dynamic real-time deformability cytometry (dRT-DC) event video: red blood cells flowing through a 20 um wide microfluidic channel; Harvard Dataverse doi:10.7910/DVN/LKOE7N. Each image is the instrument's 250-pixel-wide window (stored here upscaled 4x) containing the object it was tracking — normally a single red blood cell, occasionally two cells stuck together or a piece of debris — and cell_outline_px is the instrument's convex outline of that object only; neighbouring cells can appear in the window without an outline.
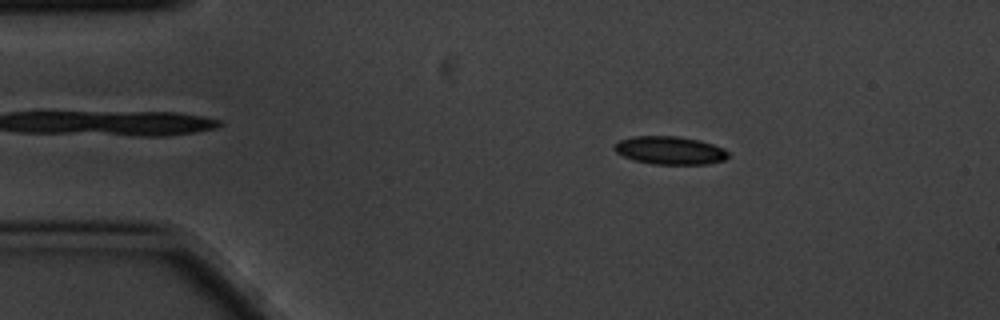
{"species": "common noctule bat (a hibernating species)", "species_latin": "Nyctalus noctula", "temperature_condition": "cold", "stored_images_in_passage": 3, "camera_frame_rate_fps": 3000, "um_per_image_px": 0.085, "animal": {"sex": "male", "body_mass_g": 20.1, "forearm_length_mm": 53.5}, "frame": {"image": 1, "passage_image": 1, "time_ms": 0.0, "image_size_px": [1000, 320], "cell_outline_px": [[728, 156], [724, 160], [708, 164], [652, 164], [636, 160], [624, 156], [616, 152], [612, 148], [620, 140], [632, 136], [676, 136], [700, 140], [724, 148], [728, 152]], "centroid_in_image_um": [56.95, 12.78], "position_along_channel_um": 28.0, "area_um2": 18.55}}
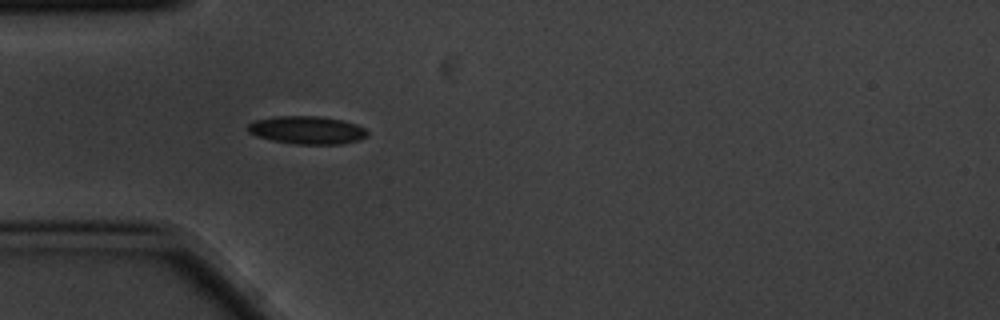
{"frame": {"image": 2, "passage_image": 3, "time_ms": 0.667, "image_size_px": [1000, 320], "cell_outline_px": [[368, 136], [360, 140], [344, 144], [296, 144], [272, 140], [256, 136], [248, 132], [248, 124], [256, 120], [272, 116], [316, 116], [344, 120], [356, 124], [364, 128], [368, 132]], "centroid_in_image_um": [26.12, 11.06], "position_along_channel_um": 58.9, "area_um2": 19.59}}